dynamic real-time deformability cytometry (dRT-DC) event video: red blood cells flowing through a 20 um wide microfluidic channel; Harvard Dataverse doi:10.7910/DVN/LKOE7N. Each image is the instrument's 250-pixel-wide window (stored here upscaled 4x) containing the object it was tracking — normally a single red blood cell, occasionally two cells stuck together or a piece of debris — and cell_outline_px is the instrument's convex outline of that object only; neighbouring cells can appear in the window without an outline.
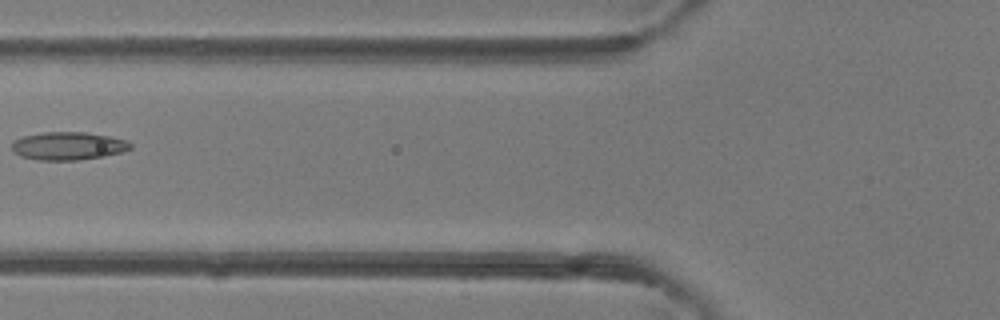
{"species": "common noctule bat (a hibernating species)", "species_latin": "Nyctalus noctula", "temperature_condition": "room temperature", "stored_images_in_passage": 5, "camera_frame_rate_fps": 3000, "um_per_image_px": 0.085, "animal": {"sex": "female"}, "frame": {"image": 1, "passage_image": 5, "time_ms": 5.333, "image_size_px": [1000, 320], "cell_outline_px": [[132, 148], [124, 152], [104, 156], [80, 160], [40, 160], [20, 156], [12, 152], [12, 140], [24, 136], [44, 132], [84, 132], [108, 136], [128, 140], [132, 144]], "centroid_in_image_um": [5.8, 12.41], "position_along_channel_um": 120.0, "area_um2": 19.54}}